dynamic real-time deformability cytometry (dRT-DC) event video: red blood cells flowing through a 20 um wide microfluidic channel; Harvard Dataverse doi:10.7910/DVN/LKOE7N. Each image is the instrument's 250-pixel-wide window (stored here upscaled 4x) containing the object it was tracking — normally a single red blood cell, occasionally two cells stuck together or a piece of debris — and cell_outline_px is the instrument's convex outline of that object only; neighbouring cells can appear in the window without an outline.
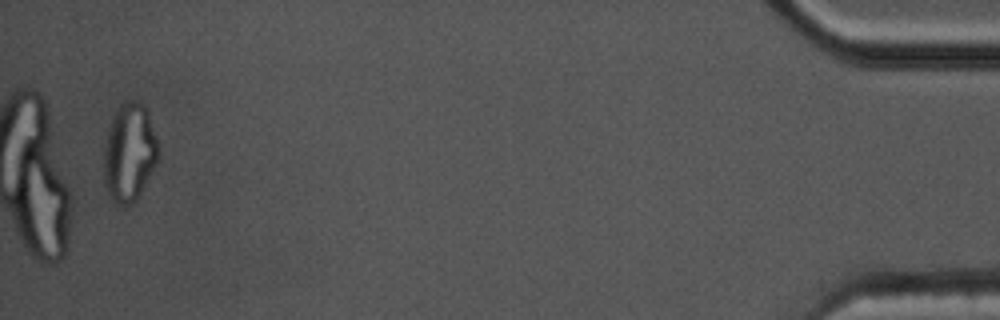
{"species": "common noctule bat (a hibernating species)", "species_latin": "Nyctalus noctula", "temperature_condition": "cold", "stored_images_in_passage": 42, "segment_of_instrument_passage": [2, 2], "camera_frame_rate_fps": 3000, "um_per_image_px": 0.085, "animal": {"sex": "male", "body_mass_g": 17.5, "forearm_length_mm": 52.3}, "frame": {"image": 1, "passage_image": 40, "time_ms": 13.0, "image_size_px": [1000, 320], "cell_outline_px": [[160, 152], [136, 200], [132, 204], [124, 208], [116, 204], [108, 192], [104, 180], [104, 148], [108, 128], [112, 116], [120, 104], [124, 100], [140, 100], [148, 108]], "centroid_in_image_um": [10.99, 12.91], "position_along_channel_um": 424.2, "area_um2": 31.33}}